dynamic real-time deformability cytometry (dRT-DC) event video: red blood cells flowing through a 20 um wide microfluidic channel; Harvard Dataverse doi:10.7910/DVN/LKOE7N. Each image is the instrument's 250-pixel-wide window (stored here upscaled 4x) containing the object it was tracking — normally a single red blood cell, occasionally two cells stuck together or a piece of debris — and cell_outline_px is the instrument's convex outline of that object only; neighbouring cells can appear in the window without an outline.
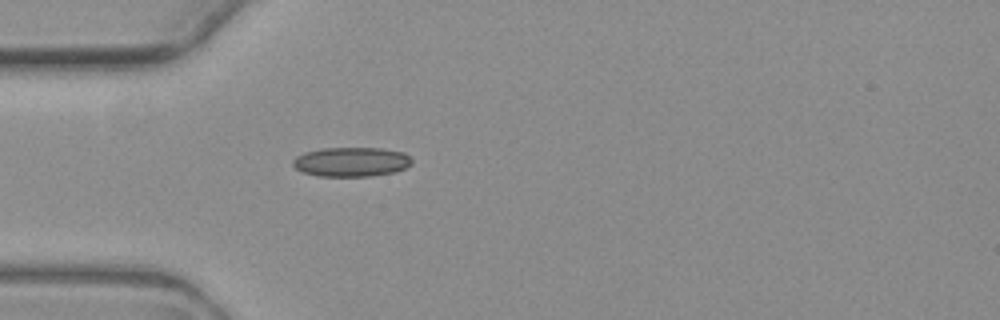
{"species": "common noctule bat (a hibernating species)", "species_latin": "Nyctalus noctula", "temperature_condition": "warm", "stored_images_in_passage": 1, "camera_frame_rate_fps": 3000, "um_per_image_px": 0.085, "animal": {"sex": "female", "body_mass_g": 19.3, "forearm_length_mm": 54.1}, "frame": {"image": 1, "passage_image": 1, "time_ms": 0.0, "image_size_px": [1000, 320], "cell_outline_px": [[412, 164], [396, 172], [368, 176], [320, 176], [304, 172], [296, 168], [292, 164], [292, 160], [296, 156], [304, 152], [320, 148], [380, 148], [404, 152], [412, 160]], "centroid_in_image_um": [29.86, 13.75], "position_along_channel_um": 55.1, "area_um2": 20.4}}